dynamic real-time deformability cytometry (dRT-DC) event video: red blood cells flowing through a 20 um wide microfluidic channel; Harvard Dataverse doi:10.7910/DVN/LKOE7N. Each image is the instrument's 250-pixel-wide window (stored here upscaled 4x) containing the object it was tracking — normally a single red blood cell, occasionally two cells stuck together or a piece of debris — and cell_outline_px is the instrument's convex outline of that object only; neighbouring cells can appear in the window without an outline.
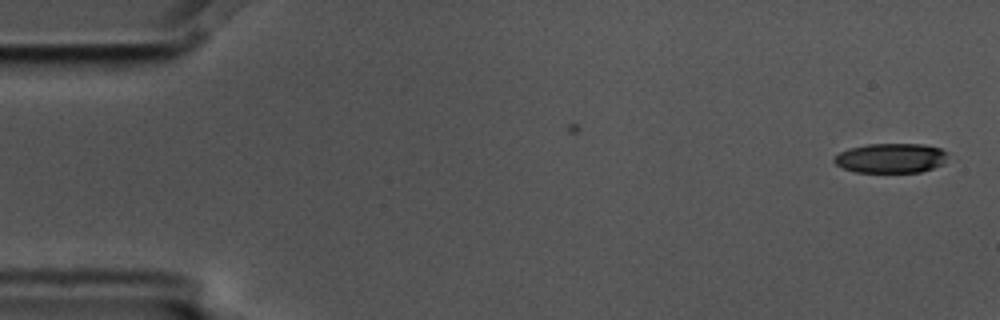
{"species": "common noctule bat (a hibernating species)", "species_latin": "Nyctalus noctula", "temperature_condition": "cold", "stored_images_in_passage": 2, "camera_frame_rate_fps": 3000, "um_per_image_px": 0.085, "animal": {"sex": "male", "body_mass_g": 17.5, "forearm_length_mm": 52.3}, "frame": {"image": 1, "passage_image": 2, "time_ms": 0.333, "image_size_px": [1000, 320], "cell_outline_px": [[956, 156], [944, 164], [920, 172], [856, 172], [844, 168], [836, 164], [832, 160], [840, 152], [848, 148], [868, 144], [924, 144], [940, 148]], "centroid_in_image_um": [75.84, 13.43], "position_along_channel_um": 9.2, "area_um2": 20.06}}